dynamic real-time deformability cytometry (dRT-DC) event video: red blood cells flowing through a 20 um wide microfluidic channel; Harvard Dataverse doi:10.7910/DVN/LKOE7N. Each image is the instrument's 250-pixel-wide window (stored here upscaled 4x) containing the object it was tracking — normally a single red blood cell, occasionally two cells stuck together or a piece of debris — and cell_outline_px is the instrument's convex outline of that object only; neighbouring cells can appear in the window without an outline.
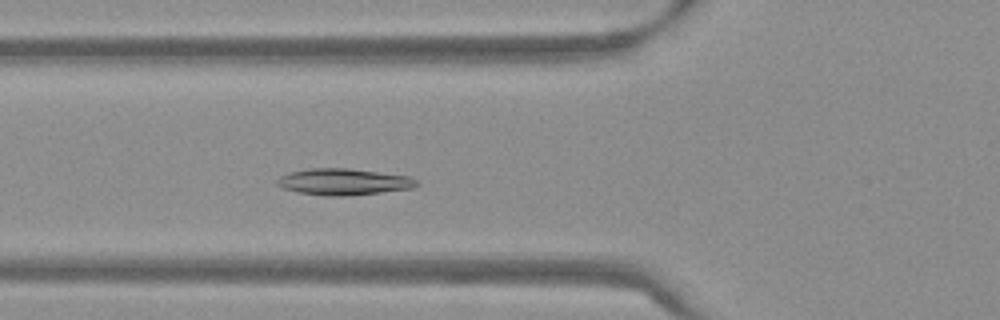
{"species": "Egyptian fruit bat (a non-hibernating species)", "species_latin": "Rousettus aegyptiacus", "temperature_condition": "warm", "stored_images_in_passage": 52, "segment_of_instrument_passage": [1, 2], "camera_frame_rate_fps": 3000, "um_per_image_px": 0.085, "frame": {"image": 1, "passage_image": 17, "time_ms": 5.333, "image_size_px": [1000, 320], "cell_outline_px": [[420, 184], [412, 188], [380, 192], [344, 196], [324, 196], [300, 192], [284, 188], [276, 184], [276, 180], [280, 176], [288, 172], [312, 168], [348, 168], [412, 176]], "centroid_in_image_um": [29.22, 15.44], "position_along_channel_um": 96.6, "area_um2": 21.5}}
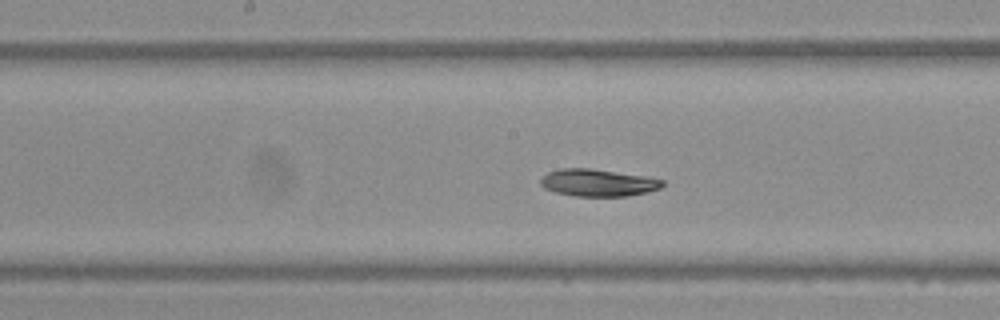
{"frame": {"image": 2, "passage_image": 25, "time_ms": 8.0, "image_size_px": [1000, 320], "cell_outline_px": [[664, 184], [660, 188], [648, 192], [628, 196], [576, 196], [556, 192], [544, 188], [540, 184], [540, 180], [548, 172], [560, 168], [592, 168], [644, 176], [664, 180]], "centroid_in_image_um": [50.83, 15.53], "position_along_channel_um": 197.4, "area_um2": 19.31}}
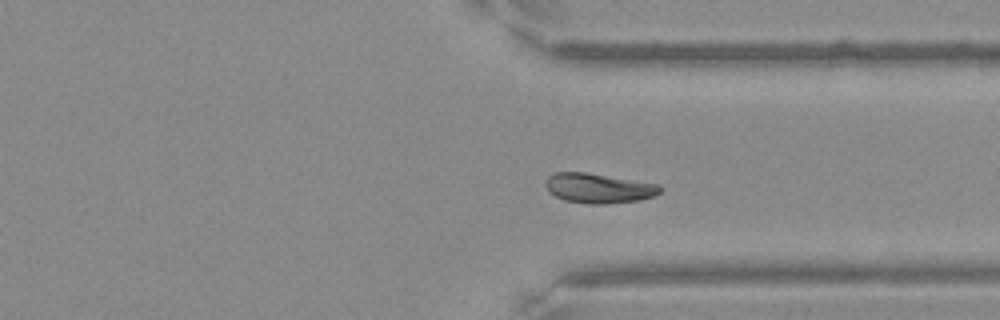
{"frame": {"image": 3, "passage_image": 38, "time_ms": 12.333, "image_size_px": [1000, 320], "cell_outline_px": [[664, 188], [660, 192], [652, 196], [640, 200], [604, 204], [592, 204], [564, 200], [548, 192], [544, 184], [544, 180], [552, 172], [584, 172], [660, 184]], "centroid_in_image_um": [50.85, 15.99], "position_along_channel_um": 360.5, "area_um2": 20.0}}